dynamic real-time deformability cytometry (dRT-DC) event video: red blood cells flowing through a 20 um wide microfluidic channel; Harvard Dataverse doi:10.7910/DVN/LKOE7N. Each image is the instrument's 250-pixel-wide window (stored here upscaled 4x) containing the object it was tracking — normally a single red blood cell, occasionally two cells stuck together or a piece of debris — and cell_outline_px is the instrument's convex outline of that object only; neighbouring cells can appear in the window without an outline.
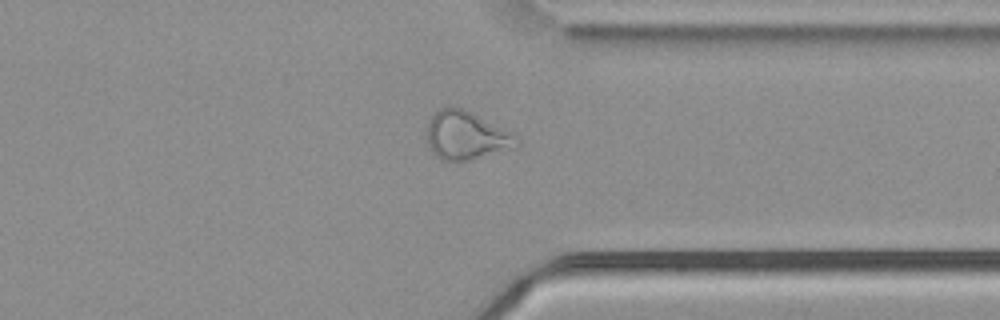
{"species": "common noctule bat (a hibernating species)", "species_latin": "Nyctalus noctula", "temperature_condition": "cold", "stored_images_in_passage": 51, "camera_frame_rate_fps": 3000, "um_per_image_px": 0.085, "animal": {"sex": "male", "body_mass_g": 21.5, "forearm_length_mm": 52.0}, "frame": {"image": 1, "passage_image": 39, "time_ms": 12.667, "image_size_px": [1000, 320], "cell_outline_px": [[520, 144], [516, 148], [456, 164], [440, 160], [428, 148], [428, 124], [432, 116], [440, 108], [452, 104], [464, 108], [472, 112], [516, 136], [520, 140]], "centroid_in_image_um": [39.61, 11.55], "position_along_channel_um": 371.8, "area_um2": 25.84}}
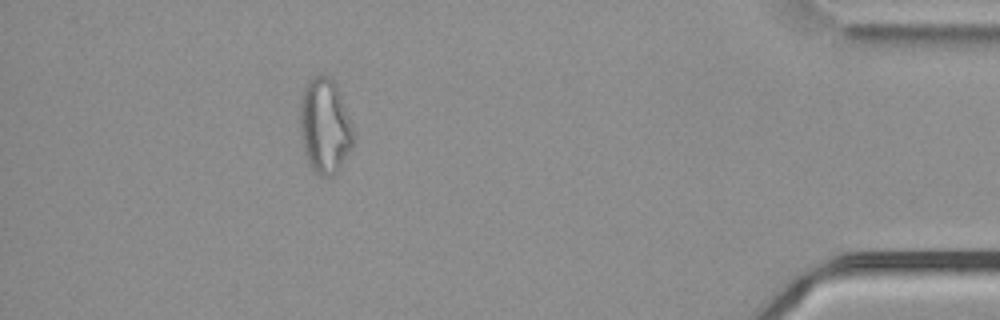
{"frame": {"image": 2, "passage_image": 46, "time_ms": 15.0, "image_size_px": [1000, 320], "cell_outline_px": [[352, 148], [340, 168], [332, 176], [320, 176], [308, 164], [300, 136], [300, 100], [304, 88], [308, 80], [316, 76], [328, 76], [336, 84], [348, 116], [352, 128]], "centroid_in_image_um": [27.58, 10.73], "position_along_channel_um": 407.6, "area_um2": 29.25}, "authors_computed_cell_mechanics": {"area_um2": 28.4376, "velocity_mm_per_s": 3.7387, "shape_relaxation_time_tau1_ms": null, "shape_relaxation_time_tau2_ms": 2.3214, "deformation_change_tau1": null, "deformation_change_tau2": 0.1161}}